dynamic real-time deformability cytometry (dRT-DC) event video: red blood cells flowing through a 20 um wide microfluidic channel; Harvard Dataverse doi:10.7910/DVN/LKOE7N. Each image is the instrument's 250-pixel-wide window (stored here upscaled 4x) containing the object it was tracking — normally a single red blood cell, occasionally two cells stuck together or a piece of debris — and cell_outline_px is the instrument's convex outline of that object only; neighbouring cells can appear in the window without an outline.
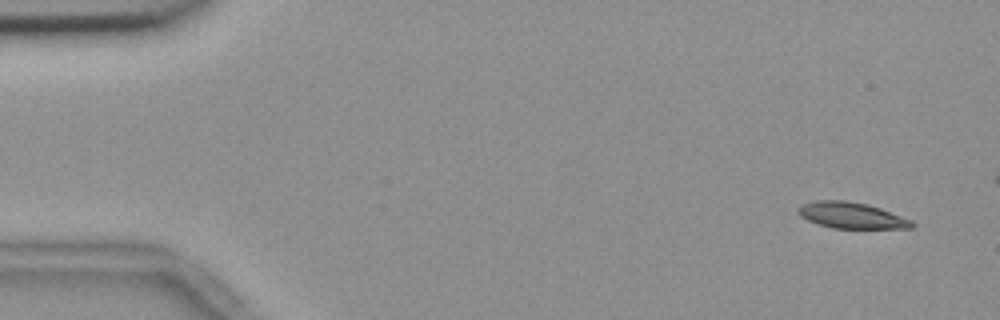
{"species": "common noctule bat (a hibernating species)", "species_latin": "Nyctalus noctula", "temperature_condition": "room temperature", "stored_images_in_passage": 55, "camera_frame_rate_fps": 3000, "um_per_image_px": 0.085, "animal": {"sex": "female", "body_mass_g": 18.4}, "frame": {"image": 1, "passage_image": 2, "time_ms": 0.333, "image_size_px": [1000, 320], "cell_outline_px": [[916, 224], [912, 228], [832, 228], [808, 220], [800, 216], [796, 212], [800, 204], [816, 200], [844, 200], [868, 204], [880, 208], [912, 220]], "centroid_in_image_um": [72.36, 18.3], "position_along_channel_um": 12.6, "area_um2": 17.34}}
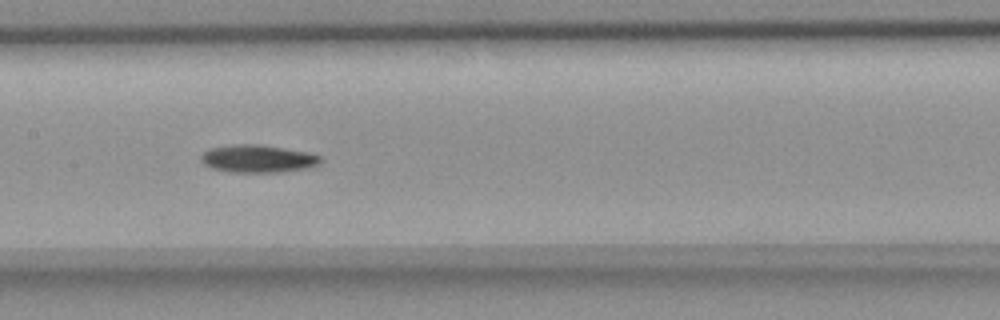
{"frame": {"image": 2, "passage_image": 26, "time_ms": 8.333, "image_size_px": [1000, 320], "cell_outline_px": [[320, 164], [304, 168], [280, 172], [232, 172], [212, 168], [204, 164], [200, 160], [200, 156], [208, 148], [232, 144], [256, 144], [308, 152], [320, 156]], "centroid_in_image_um": [21.86, 13.48], "position_along_channel_um": 185.5, "area_um2": 19.13}}
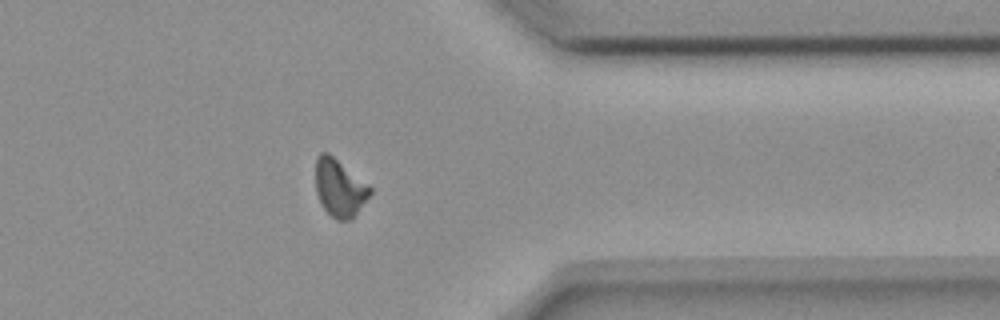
{"frame": {"image": 3, "passage_image": 43, "time_ms": 14.0, "image_size_px": [1000, 320], "cell_outline_px": [[372, 192], [352, 220], [336, 220], [324, 208], [316, 192], [316, 156], [320, 152], [328, 152], [368, 184], [372, 188]], "centroid_in_image_um": [28.87, 15.97], "position_along_channel_um": 382.5, "area_um2": 18.15}, "authors_computed_cell_mechanics": {"area_um2": 18.3226, "velocity_mm_per_s": 3.6711, "shape_relaxation_time_tau1_ms": 8.811, "shape_relaxation_time_tau2_ms": null, "deformation_change_tau1": 0.1799, "deformation_change_tau2": null}}